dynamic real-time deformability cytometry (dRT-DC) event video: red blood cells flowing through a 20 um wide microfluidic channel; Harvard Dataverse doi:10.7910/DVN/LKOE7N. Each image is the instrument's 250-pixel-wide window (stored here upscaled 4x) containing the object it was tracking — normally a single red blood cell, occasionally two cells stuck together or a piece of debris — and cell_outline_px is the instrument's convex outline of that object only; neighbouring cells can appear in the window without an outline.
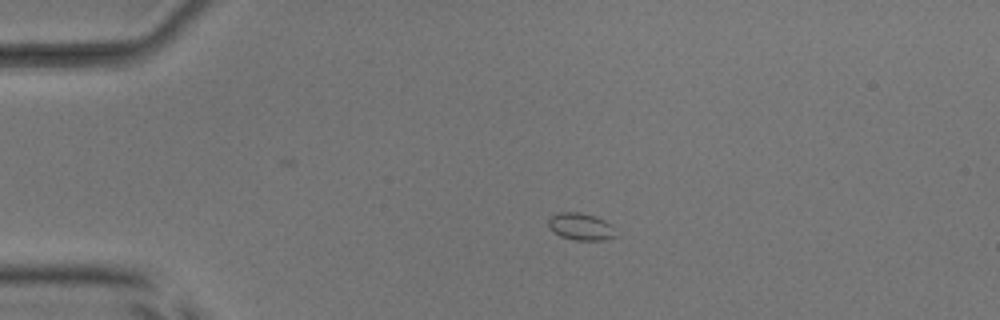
{"species": "common noctule bat (a hibernating species)", "species_latin": "Nyctalus noctula", "temperature_condition": "room temperature", "stored_images_in_passage": 42, "camera_frame_rate_fps": 3000, "um_per_image_px": 0.085, "animal": {"sex": "male", "body_mass_g": 17.9, "forearm_length_mm": 54.2}, "frame": {"image": 1, "passage_image": 1, "time_ms": 0.0, "image_size_px": [1000, 320], "cell_outline_px": [[616, 236], [604, 240], [576, 240], [560, 236], [552, 232], [548, 228], [548, 220], [552, 216], [560, 212], [580, 212], [596, 216], [612, 224]], "centroid_in_image_um": [49.36, 19.26], "position_along_channel_um": 35.6, "area_um2": 10.75}}